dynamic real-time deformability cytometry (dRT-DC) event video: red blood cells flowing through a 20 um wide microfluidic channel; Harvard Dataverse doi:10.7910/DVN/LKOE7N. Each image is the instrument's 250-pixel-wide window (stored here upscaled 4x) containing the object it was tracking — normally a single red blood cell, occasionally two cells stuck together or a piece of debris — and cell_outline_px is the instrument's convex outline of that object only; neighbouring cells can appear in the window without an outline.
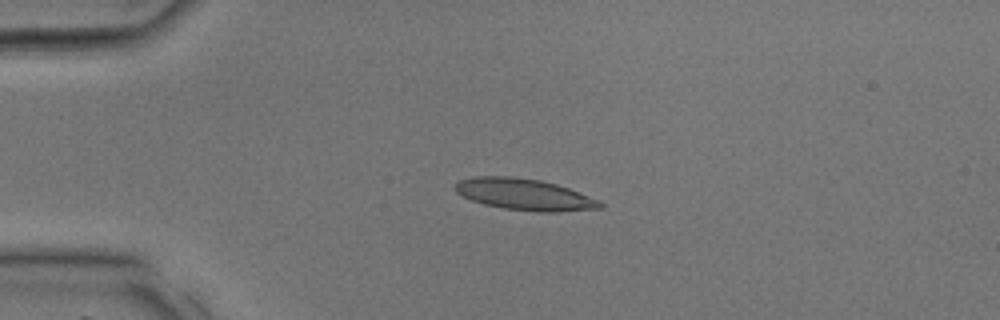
{"species": "common noctule bat (a hibernating species)", "species_latin": "Nyctalus noctula", "temperature_condition": "room temperature", "stored_images_in_passage": 28, "camera_frame_rate_fps": 3000, "um_per_image_px": 0.085, "animal": {"sex": "male", "body_mass_g": 17.9, "forearm_length_mm": 54.2}, "frame": {"image": 1, "passage_image": 1, "time_ms": 0.0, "image_size_px": [1000, 320], "cell_outline_px": [[604, 208], [556, 212], [536, 212], [504, 208], [484, 204], [472, 200], [456, 192], [456, 184], [460, 180], [472, 176], [512, 176], [540, 180], [556, 184], [568, 188], [600, 200], [604, 204]], "centroid_in_image_um": [44.61, 16.53], "position_along_channel_um": 40.4, "area_um2": 26.53}}
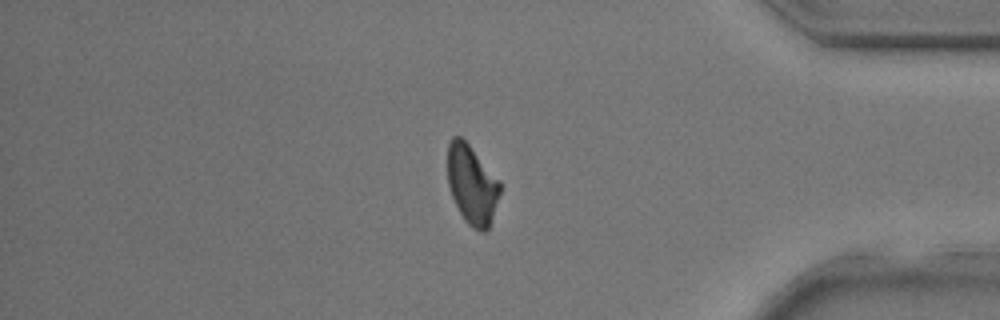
{"frame": {"image": 2, "passage_image": 23, "time_ms": 7.333, "image_size_px": [1000, 320], "cell_outline_px": [[500, 192], [488, 228], [484, 232], [480, 232], [472, 228], [464, 220], [452, 196], [448, 184], [448, 144], [452, 136], [460, 136], [468, 144], [500, 180]], "centroid_in_image_um": [40.11, 15.69], "position_along_channel_um": 395.1, "area_um2": 23.87}}
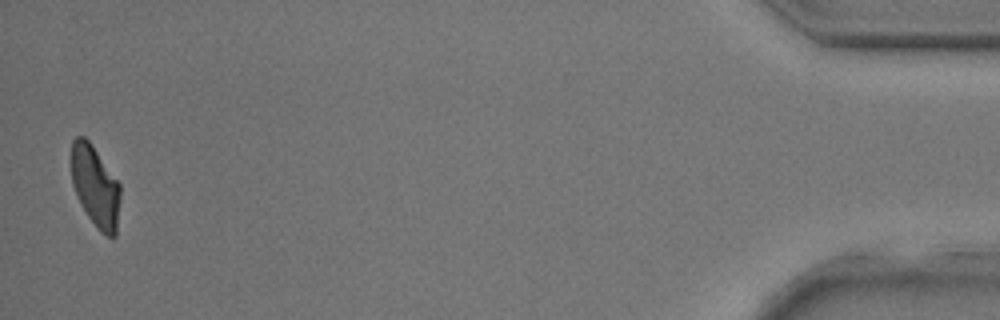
{"frame": {"image": 3, "passage_image": 28, "time_ms": 9.0, "image_size_px": [1000, 320], "cell_outline_px": [[120, 200], [116, 236], [108, 236], [100, 232], [96, 228], [80, 204], [72, 184], [72, 140], [76, 136], [84, 136], [88, 140], [120, 184]], "centroid_in_image_um": [8.11, 15.87], "position_along_channel_um": 427.1, "area_um2": 23.0}}